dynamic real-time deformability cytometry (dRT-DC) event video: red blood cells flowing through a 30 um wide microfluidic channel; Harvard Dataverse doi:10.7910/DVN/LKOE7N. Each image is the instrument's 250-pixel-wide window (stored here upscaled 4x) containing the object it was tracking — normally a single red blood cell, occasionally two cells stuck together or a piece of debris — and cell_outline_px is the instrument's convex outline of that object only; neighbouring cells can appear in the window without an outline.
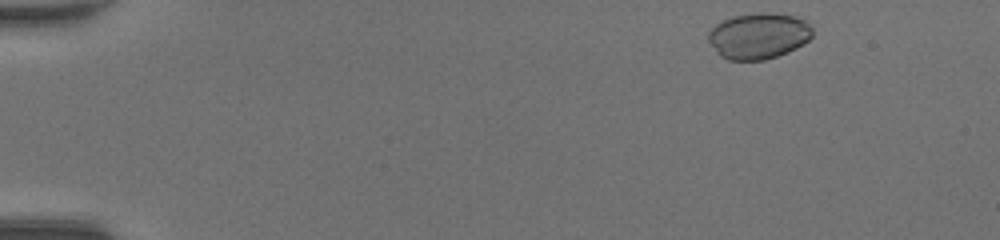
{"species": "common noctule bat (a hibernating species)", "species_latin": "Nyctalus noctula", "temperature_condition": "room temperature", "stored_images_in_passage": 44, "camera_frame_rate_fps": 3000, "um_per_image_px": 0.085, "animal": {"sex": "female", "body_mass_g": 20.0, "forearm_length_mm": 54.0}, "frame": {"image": 1, "passage_image": 2, "time_ms": 0.333, "image_size_px": [1000, 240], "cell_outline_px": [[812, 36], [804, 44], [788, 52], [764, 60], [728, 60], [720, 56], [716, 52], [708, 40], [708, 32], [716, 24], [732, 16], [760, 12], [768, 12], [792, 16], [804, 20], [812, 28]], "centroid_in_image_um": [64.46, 3.05], "position_along_channel_um": 20.5, "area_um2": 27.92}}
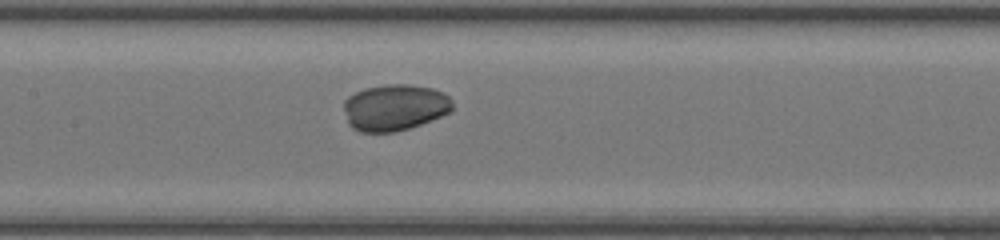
{"frame": {"image": 2, "passage_image": 21, "time_ms": 6.667, "image_size_px": [1000, 240], "cell_outline_px": [[452, 112], [420, 124], [408, 128], [392, 132], [360, 132], [352, 128], [348, 124], [344, 108], [344, 100], [348, 96], [364, 88], [384, 84], [408, 84], [432, 88], [444, 92], [452, 100]], "centroid_in_image_um": [33.55, 9.12], "position_along_channel_um": 173.9, "area_um2": 29.54}}
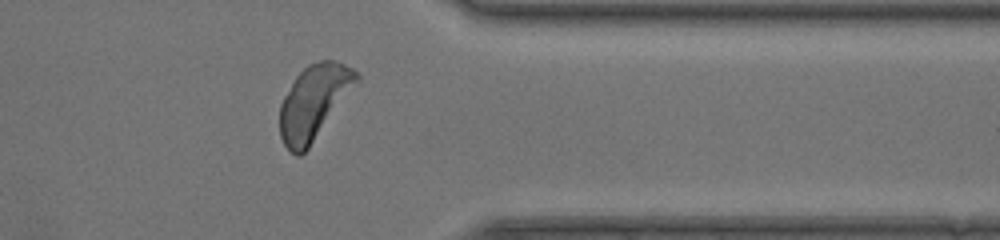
{"frame": {"image": 3, "passage_image": 36, "time_ms": 11.667, "image_size_px": [1000, 240], "cell_outline_px": [[360, 80], [308, 148], [300, 156], [296, 156], [284, 144], [280, 136], [280, 104], [284, 96], [296, 76], [308, 64], [320, 60], [336, 60], [352, 68], [360, 76]], "centroid_in_image_um": [26.68, 8.66], "position_along_channel_um": 384.7, "area_um2": 32.89}, "authors_computed_cell_mechanics": {"area_um2": 29.5069, "velocity_mm_per_s": 4.3499, "shape_relaxation_time_tau1_ms": 1.7063, "shape_relaxation_time_tau2_ms": 2.4073, "deformation_change_tau1": 0.1186, "deformation_change_tau2": 0.05}}